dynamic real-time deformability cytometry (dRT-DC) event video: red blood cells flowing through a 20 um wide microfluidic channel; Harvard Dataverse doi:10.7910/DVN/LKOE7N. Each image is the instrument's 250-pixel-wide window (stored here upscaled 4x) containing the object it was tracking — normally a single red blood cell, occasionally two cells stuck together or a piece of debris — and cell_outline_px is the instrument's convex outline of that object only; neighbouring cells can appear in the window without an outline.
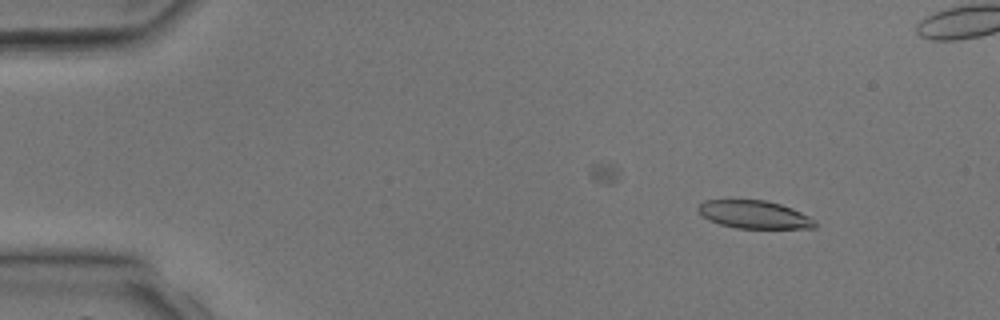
{"species": "common noctule bat (a hibernating species)", "species_latin": "Nyctalus noctula", "temperature_condition": "room temperature", "stored_images_in_passage": 4, "camera_frame_rate_fps": 3000, "um_per_image_px": 0.085, "animal": {"sex": "male", "body_mass_g": 17.9, "forearm_length_mm": 54.2}, "frame": {"image": 1, "passage_image": 1, "time_ms": 0.0, "image_size_px": [1000, 320], "cell_outline_px": [[816, 228], [736, 228], [720, 224], [708, 220], [700, 216], [696, 208], [704, 200], [764, 200], [780, 204], [792, 208], [816, 220]], "centroid_in_image_um": [64.08, 18.24], "position_along_channel_um": 20.9, "area_um2": 19.07}}